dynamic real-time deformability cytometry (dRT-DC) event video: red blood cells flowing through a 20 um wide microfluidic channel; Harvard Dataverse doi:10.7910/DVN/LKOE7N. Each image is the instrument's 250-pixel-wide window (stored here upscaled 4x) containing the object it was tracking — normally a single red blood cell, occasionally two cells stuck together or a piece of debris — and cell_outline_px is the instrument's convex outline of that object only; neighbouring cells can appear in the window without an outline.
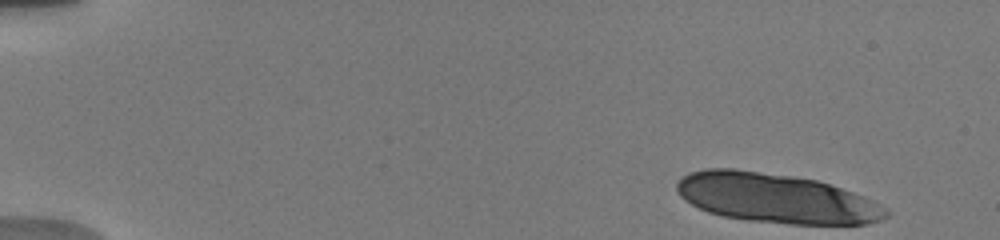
{"species": "human", "species_latin": "Homo sapiens", "temperature_condition": "warm", "stored_images_in_passage": 14, "camera_frame_rate_fps": 3000, "um_per_image_px": 0.085, "donor": {"sex": "male"}, "frame": {"image": 1, "passage_image": 1, "time_ms": 0.0, "image_size_px": [1000, 240], "cell_outline_px": [[888, 216], [880, 220], [868, 224], [788, 224], [748, 220], [724, 216], [708, 212], [684, 200], [680, 196], [676, 188], [676, 184], [688, 172], [704, 168], [732, 168], [792, 176], [816, 180], [864, 196], [888, 208]], "centroid_in_image_um": [65.95, 16.85], "position_along_channel_um": 19.0, "area_um2": 60.29}}
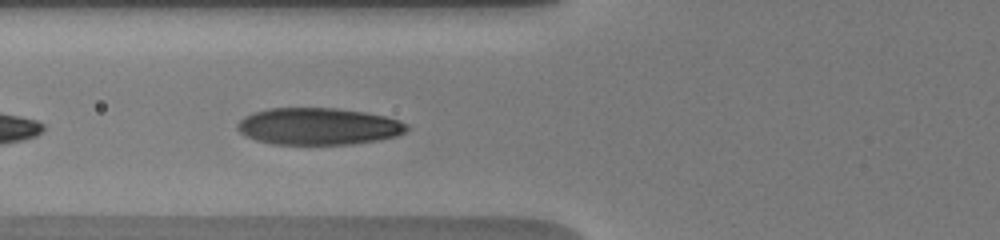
{"frame": {"image": 2, "passage_image": 13, "time_ms": 6.0, "image_size_px": [1000, 240], "cell_outline_px": [[408, 128], [404, 132], [396, 136], [380, 140], [352, 144], [272, 144], [256, 140], [244, 136], [236, 128], [236, 124], [244, 116], [252, 112], [268, 108], [336, 108], [364, 112], [384, 116], [400, 120], [408, 124]], "centroid_in_image_um": [27.03, 10.74], "position_along_channel_um": 98.8, "area_um2": 36.7}}
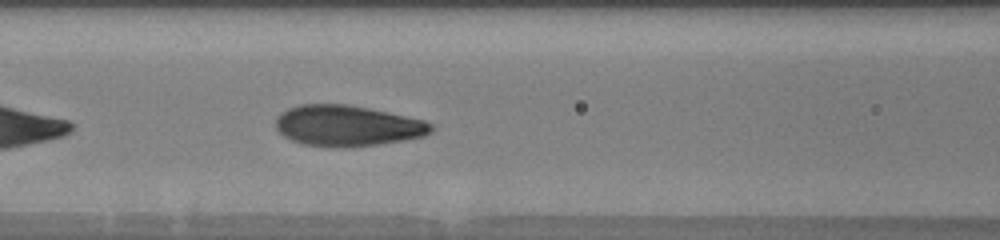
{"frame": {"image": 3, "passage_image": 14, "time_ms": 7.0, "image_size_px": [1000, 240], "cell_outline_px": [[432, 132], [424, 136], [352, 148], [340, 148], [304, 144], [292, 140], [284, 136], [276, 128], [276, 120], [280, 112], [288, 108], [300, 104], [348, 104], [368, 108], [424, 120], [432, 124]], "centroid_in_image_um": [29.5, 10.69], "position_along_channel_um": 137.1, "area_um2": 36.88}}